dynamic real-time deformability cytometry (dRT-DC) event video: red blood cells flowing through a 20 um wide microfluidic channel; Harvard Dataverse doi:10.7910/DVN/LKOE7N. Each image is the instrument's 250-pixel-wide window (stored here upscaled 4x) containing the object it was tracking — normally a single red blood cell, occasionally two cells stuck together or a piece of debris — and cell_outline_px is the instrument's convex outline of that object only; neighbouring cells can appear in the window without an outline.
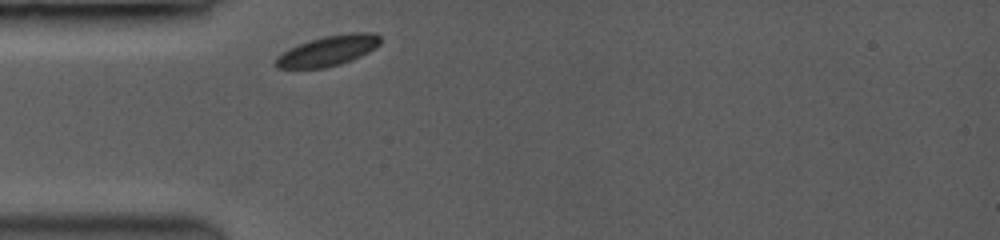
{"species": "common noctule bat (a hibernating species)", "species_latin": "Nyctalus noctula", "temperature_condition": "room temperature", "stored_images_in_passage": 26, "camera_frame_rate_fps": 3500, "um_per_image_px": 0.085, "animal": {"sex": "female", "body_mass_g": 19.0, "forearm_length_mm": 53.3}, "frame": {"image": 1, "passage_image": 1, "time_ms": 0.0, "image_size_px": [1000, 240], "cell_outline_px": [[380, 44], [368, 52], [360, 56], [340, 64], [324, 68], [276, 68], [272, 64], [276, 56], [288, 48], [324, 36], [352, 32], [372, 32], [380, 36]], "centroid_in_image_um": [27.84, 4.32], "position_along_channel_um": 57.2, "area_um2": 18.44}}
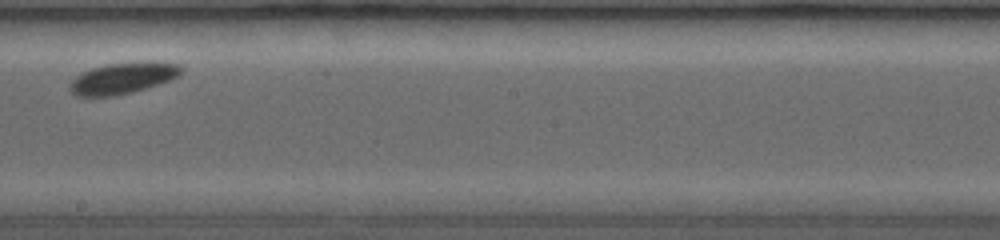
{"frame": {"image": 2, "passage_image": 18, "time_ms": 4.857, "image_size_px": [1000, 240], "cell_outline_px": [[184, 72], [168, 80], [144, 88], [128, 92], [108, 96], [80, 96], [72, 92], [68, 84], [76, 76], [92, 68], [108, 64], [140, 60], [152, 60], [180, 64], [184, 68]], "centroid_in_image_um": [10.49, 6.59], "position_along_channel_um": 237.7, "area_um2": 20.17}}
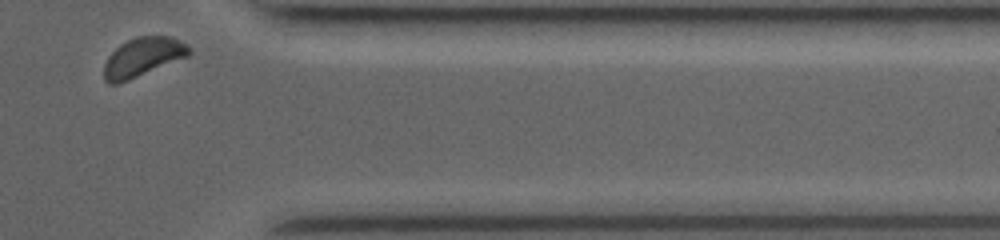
{"frame": {"image": 3, "passage_image": 26, "time_ms": 9.143, "image_size_px": [1000, 240], "cell_outline_px": [[192, 52], [188, 56], [120, 84], [108, 84], [104, 80], [104, 64], [108, 56], [120, 44], [136, 36], [168, 36], [184, 44]], "centroid_in_image_um": [12.08, 4.88], "position_along_channel_um": 399.3, "area_um2": 19.19}, "authors_computed_cell_mechanics": {"area_um2": 19.1318, "velocity_mm_per_s": 3.811, "shape_relaxation_time_tau1_ms": 1.0843, "shape_relaxation_time_tau2_ms": null, "deformation_change_tau1": 0.0435, "deformation_change_tau2": null}}